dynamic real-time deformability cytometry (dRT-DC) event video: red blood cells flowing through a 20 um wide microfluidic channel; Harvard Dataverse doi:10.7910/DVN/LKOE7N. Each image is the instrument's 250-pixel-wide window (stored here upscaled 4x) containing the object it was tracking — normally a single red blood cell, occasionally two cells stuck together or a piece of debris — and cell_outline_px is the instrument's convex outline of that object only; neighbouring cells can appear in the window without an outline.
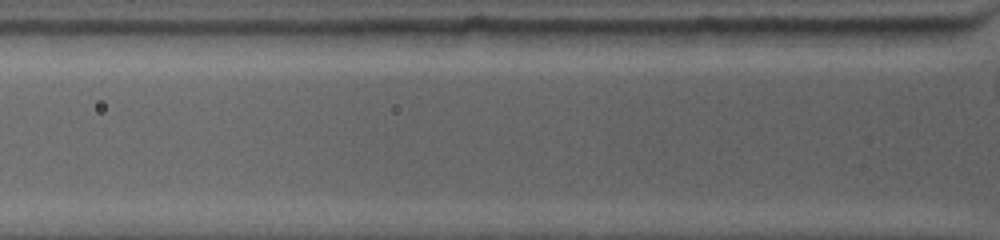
{"species": "common noctule bat (a hibernating species)", "species_latin": "Nyctalus noctula", "temperature_condition": "warm", "stored_images_in_passage": 2, "camera_frame_rate_fps": 4500, "um_per_image_px": 0.085, "animal": {"sex": "female", "body_mass_g": 19.0, "forearm_length_mm": 53.3}, "frame": {"image": 1, "passage_image": 2, "time_ms": 0.444, "image_size_px": [1000, 240], "cell_outline_px": [[952, 28], [944, 44], [884, 44], [824, 32], [820, 28]], "centroid_in_image_um": [76.07, 2.97], "position_along_channel_um": 49.7, "area_um2": 11.79}}